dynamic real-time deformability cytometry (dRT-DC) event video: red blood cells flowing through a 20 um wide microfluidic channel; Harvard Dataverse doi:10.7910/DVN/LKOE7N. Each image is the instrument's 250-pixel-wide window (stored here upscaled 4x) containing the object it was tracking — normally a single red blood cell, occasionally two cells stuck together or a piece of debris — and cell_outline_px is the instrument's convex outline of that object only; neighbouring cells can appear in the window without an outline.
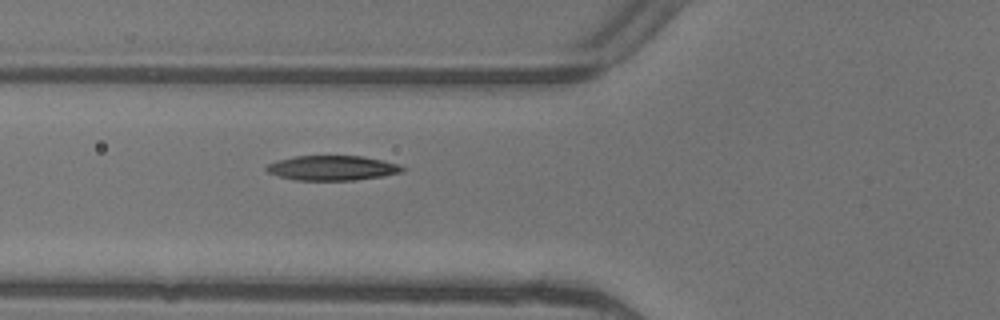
{"species": "common noctule bat (a hibernating species)", "species_latin": "Nyctalus noctula", "temperature_condition": "warm", "stored_images_in_passage": 6, "camera_frame_rate_fps": 3000, "um_per_image_px": 0.085, "animal": {"sex": "female"}, "frame": {"image": 1, "passage_image": 6, "time_ms": 1.667, "image_size_px": [1000, 320], "cell_outline_px": [[408, 168], [404, 172], [356, 180], [296, 180], [280, 176], [268, 172], [264, 168], [268, 164], [280, 160], [296, 156], [364, 156], [384, 160], [400, 164]], "centroid_in_image_um": [28.33, 14.27], "position_along_channel_um": 97.5, "area_um2": 19.65}}